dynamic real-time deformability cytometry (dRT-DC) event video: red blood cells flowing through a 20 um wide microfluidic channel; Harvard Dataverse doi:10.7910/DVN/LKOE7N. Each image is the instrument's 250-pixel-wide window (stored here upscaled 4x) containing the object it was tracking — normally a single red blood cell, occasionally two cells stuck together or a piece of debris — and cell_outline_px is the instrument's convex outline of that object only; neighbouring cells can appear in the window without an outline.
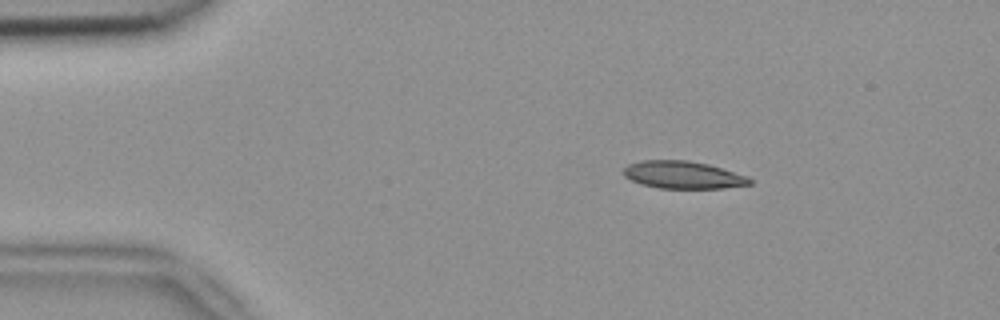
{"species": "common noctule bat (a hibernating species)", "species_latin": "Nyctalus noctula", "temperature_condition": "room temperature", "stored_images_in_passage": 3, "camera_frame_rate_fps": 3000, "um_per_image_px": 0.085, "animal": {"sex": "female", "body_mass_g": 18.4}, "frame": {"image": 1, "passage_image": 2, "time_ms": 0.333, "image_size_px": [1000, 320], "cell_outline_px": [[752, 184], [724, 188], [660, 188], [640, 184], [624, 176], [624, 168], [628, 164], [640, 160], [688, 160], [708, 164], [748, 176], [752, 180]], "centroid_in_image_um": [58.06, 14.86], "position_along_channel_um": 26.9, "area_um2": 20.23}}